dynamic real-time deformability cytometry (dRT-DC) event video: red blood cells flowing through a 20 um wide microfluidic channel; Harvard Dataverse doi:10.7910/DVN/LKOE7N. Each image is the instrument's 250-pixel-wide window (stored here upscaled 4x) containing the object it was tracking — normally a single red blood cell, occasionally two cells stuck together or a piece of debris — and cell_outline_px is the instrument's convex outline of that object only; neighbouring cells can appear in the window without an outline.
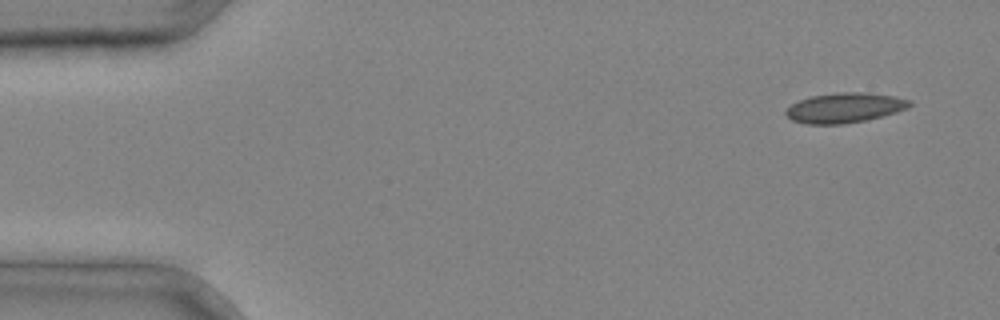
{"species": "common noctule bat (a hibernating species)", "species_latin": "Nyctalus noctula", "temperature_condition": "cold", "stored_images_in_passage": 4, "camera_frame_rate_fps": 3000, "um_per_image_px": 0.085, "animal": {"sex": "male", "body_mass_g": 20.4}, "frame": {"image": 1, "passage_image": 1, "time_ms": 0.0, "image_size_px": [1000, 320], "cell_outline_px": [[912, 104], [908, 108], [896, 112], [864, 120], [844, 124], [808, 124], [792, 120], [784, 112], [792, 104], [800, 100], [812, 96], [836, 92], [868, 92], [896, 96], [912, 100]], "centroid_in_image_um": [71.83, 9.15], "position_along_channel_um": 13.2, "area_um2": 21.56}}
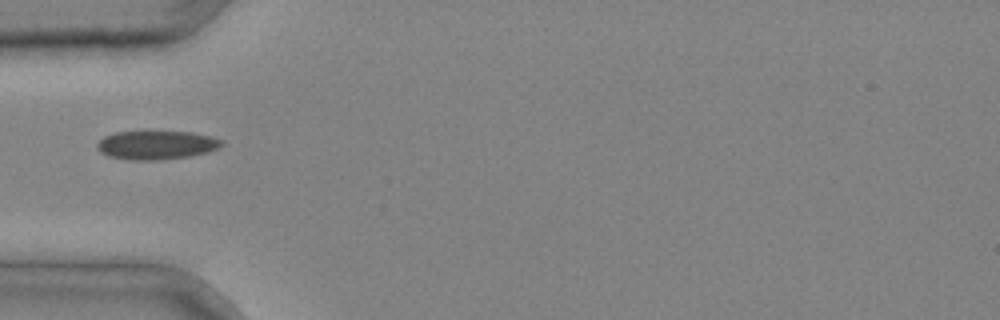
{"frame": {"image": 2, "passage_image": 4, "time_ms": 1.0, "image_size_px": [1000, 320], "cell_outline_px": [[224, 144], [220, 148], [208, 152], [188, 156], [156, 160], [128, 160], [108, 156], [100, 152], [96, 148], [96, 144], [104, 136], [116, 132], [192, 132], [224, 140]], "centroid_in_image_um": [13.29, 12.33], "position_along_channel_um": 71.7, "area_um2": 20.81}}